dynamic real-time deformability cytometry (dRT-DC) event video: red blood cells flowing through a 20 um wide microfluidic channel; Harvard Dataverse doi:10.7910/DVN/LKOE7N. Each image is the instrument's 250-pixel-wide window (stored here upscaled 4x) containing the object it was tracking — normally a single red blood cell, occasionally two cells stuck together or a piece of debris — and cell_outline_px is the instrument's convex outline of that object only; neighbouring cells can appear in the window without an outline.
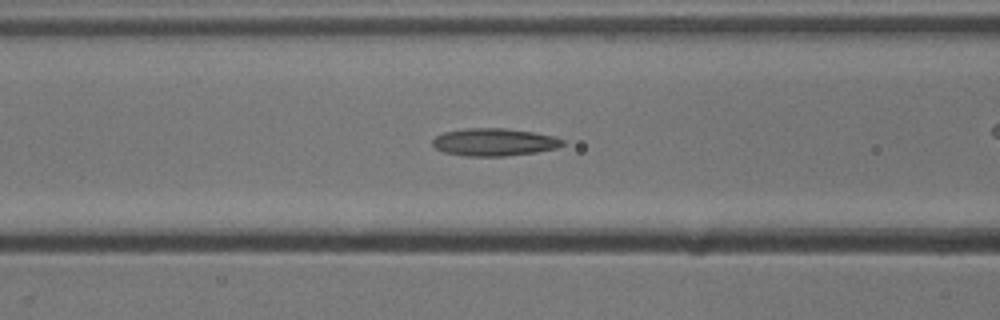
{"species": "common noctule bat (a hibernating species)", "species_latin": "Nyctalus noctula", "temperature_condition": "cold", "stored_images_in_passage": 36, "camera_frame_rate_fps": 3000, "um_per_image_px": 0.085, "animal": {"sex": "male", "body_mass_g": 13.3}, "frame": {"image": 1, "passage_image": 15, "time_ms": 4.667, "image_size_px": [1000, 320], "cell_outline_px": [[564, 144], [556, 148], [536, 152], [504, 156], [468, 156], [444, 152], [436, 148], [432, 144], [432, 140], [436, 136], [444, 132], [464, 128], [504, 128], [532, 132], [556, 136], [564, 140]], "centroid_in_image_um": [42.01, 12.07], "position_along_channel_um": 124.6, "area_um2": 20.87}}
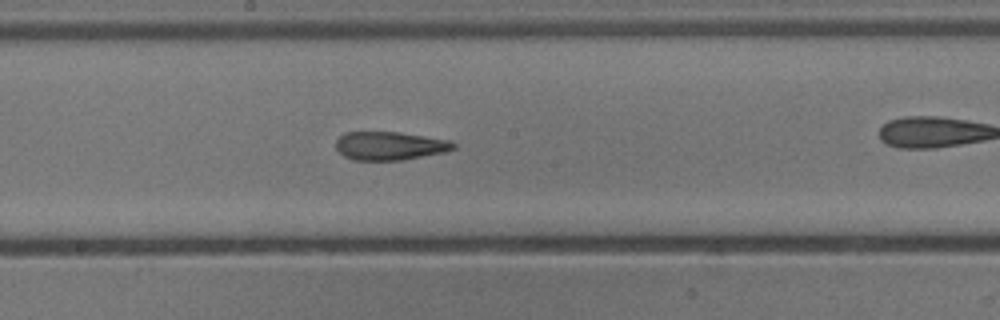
{"frame": {"image": 2, "passage_image": 22, "time_ms": 7.0, "image_size_px": [1000, 320], "cell_outline_px": [[456, 148], [444, 152], [404, 160], [352, 160], [344, 156], [336, 148], [336, 140], [344, 132], [400, 132], [452, 140], [456, 144]], "centroid_in_image_um": [33.15, 12.39], "position_along_channel_um": 215.0, "area_um2": 19.65}}
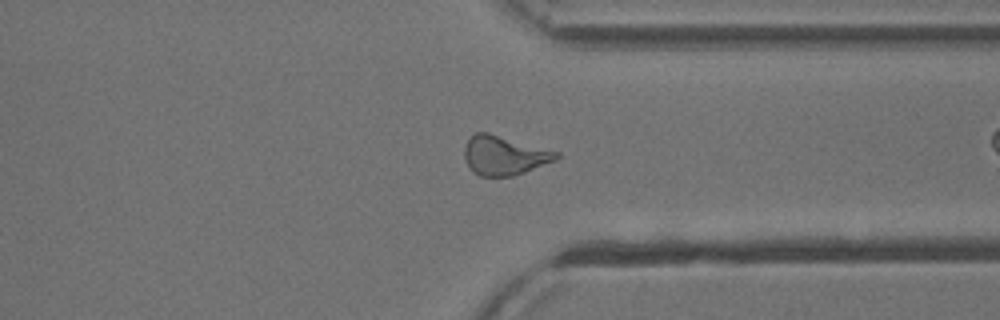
{"frame": {"image": 3, "passage_image": 34, "time_ms": 11.0, "image_size_px": [1000, 320], "cell_outline_px": [[560, 156], [556, 160], [524, 172], [512, 176], [480, 176], [468, 164], [464, 156], [464, 148], [468, 140], [476, 132], [488, 132], [560, 152]], "centroid_in_image_um": [42.89, 13.2], "position_along_channel_um": 368.5, "area_um2": 20.75}}